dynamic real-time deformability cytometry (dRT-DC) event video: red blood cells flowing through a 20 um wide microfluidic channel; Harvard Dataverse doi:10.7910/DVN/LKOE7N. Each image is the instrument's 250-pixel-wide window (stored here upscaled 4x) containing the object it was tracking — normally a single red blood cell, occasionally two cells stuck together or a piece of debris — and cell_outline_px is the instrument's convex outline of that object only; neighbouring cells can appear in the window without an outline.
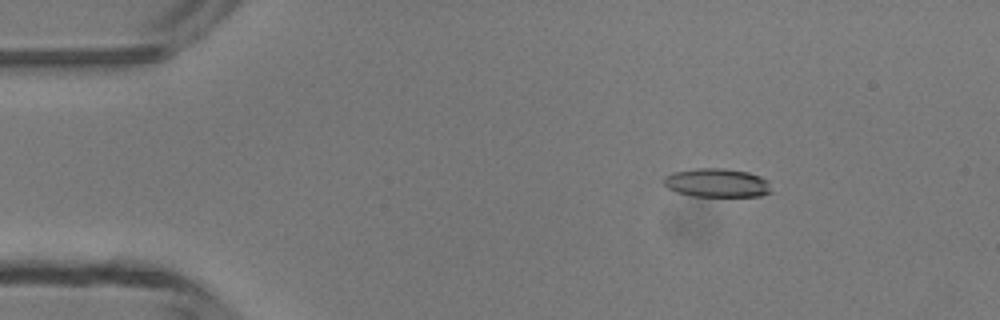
{"species": "common noctule bat (a hibernating species)", "species_latin": "Nyctalus noctula", "temperature_condition": "room temperature", "stored_images_in_passage": 5, "camera_frame_rate_fps": 3000, "um_per_image_px": 0.085, "animal": {"sex": "male", "body_mass_g": 13.3}, "frame": {"image": 1, "passage_image": 3, "time_ms": 2.333, "image_size_px": [1000, 320], "cell_outline_px": [[772, 192], [760, 196], [692, 196], [676, 192], [668, 188], [664, 184], [664, 176], [672, 172], [696, 168], [724, 168], [748, 172], [760, 176], [768, 180]], "centroid_in_image_um": [60.94, 15.54], "position_along_channel_um": 24.1, "area_um2": 18.15}}
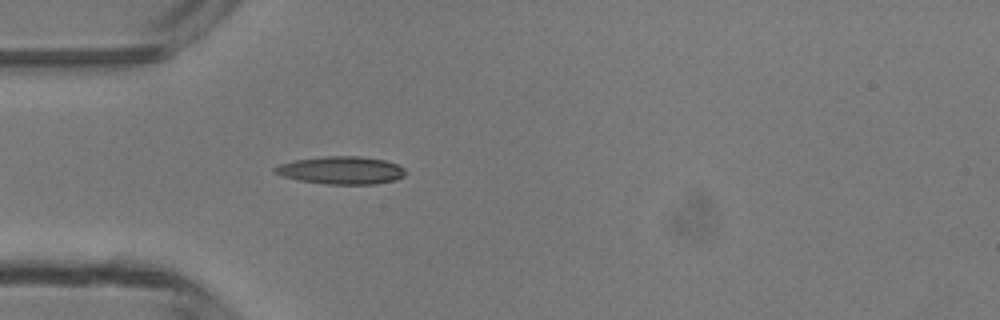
{"frame": {"image": 2, "passage_image": 5, "time_ms": 4.667, "image_size_px": [1000, 320], "cell_outline_px": [[404, 176], [396, 180], [376, 184], [328, 184], [300, 180], [280, 176], [272, 172], [272, 168], [280, 164], [292, 160], [324, 156], [360, 156], [384, 160], [396, 164], [404, 168]], "centroid_in_image_um": [28.96, 14.47], "position_along_channel_um": 56.0, "area_um2": 21.21}}